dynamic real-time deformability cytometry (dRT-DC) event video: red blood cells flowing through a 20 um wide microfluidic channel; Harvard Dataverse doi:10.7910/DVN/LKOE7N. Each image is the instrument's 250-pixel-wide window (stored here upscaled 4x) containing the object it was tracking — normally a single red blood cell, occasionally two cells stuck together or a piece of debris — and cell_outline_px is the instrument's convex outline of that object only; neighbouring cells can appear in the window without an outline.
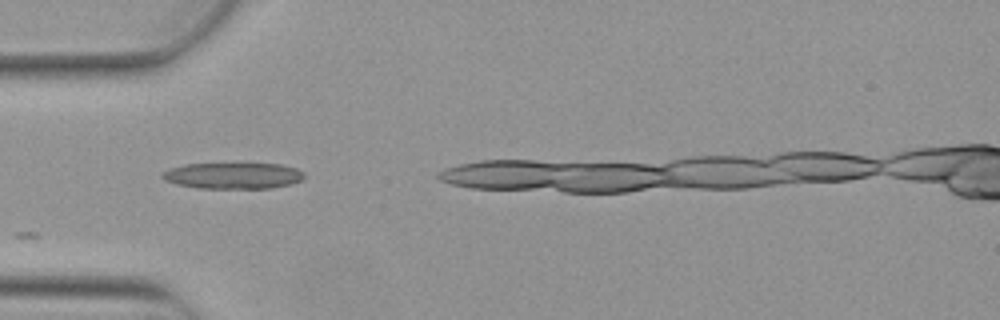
{"species": "Egyptian fruit bat (a non-hibernating species)", "species_latin": "Rousettus aegyptiacus", "temperature_condition": "warm", "stored_images_in_passage": 2, "camera_frame_rate_fps": 3000, "um_per_image_px": 0.085, "animal": {"sex": "female"}, "frame": {"image": 1, "passage_image": 1, "time_ms": 0.0, "image_size_px": [1000, 320], "cell_outline_px": [[304, 176], [300, 180], [292, 184], [268, 188], [196, 188], [176, 184], [164, 180], [160, 176], [164, 172], [172, 168], [184, 164], [280, 164], [296, 168], [304, 172]], "centroid_in_image_um": [19.81, 14.94], "position_along_channel_um": 65.2, "area_um2": 21.5}}